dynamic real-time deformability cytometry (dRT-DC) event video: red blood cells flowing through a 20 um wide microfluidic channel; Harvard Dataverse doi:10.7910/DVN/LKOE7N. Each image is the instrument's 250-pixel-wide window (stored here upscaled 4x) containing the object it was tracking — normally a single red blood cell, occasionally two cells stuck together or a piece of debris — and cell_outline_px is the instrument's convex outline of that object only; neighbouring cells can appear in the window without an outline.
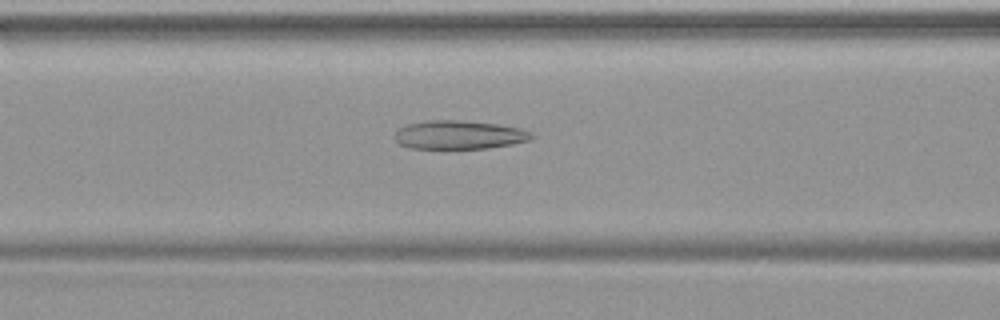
{"species": "common noctule bat (a hibernating species)", "species_latin": "Nyctalus noctula", "temperature_condition": "warm", "stored_images_in_passage": 49, "camera_frame_rate_fps": 3000, "um_per_image_px": 0.085, "animal": {"sex": "female", "body_mass_g": 19.9}, "frame": {"image": 1, "passage_image": 20, "time_ms": 6.333, "image_size_px": [1000, 320], "cell_outline_px": [[536, 136], [532, 140], [512, 144], [488, 148], [444, 152], [408, 148], [400, 144], [392, 136], [396, 128], [408, 124], [424, 120], [464, 120], [500, 124], [520, 128], [532, 132]], "centroid_in_image_um": [38.98, 11.51], "position_along_channel_um": 127.6, "area_um2": 24.45}}
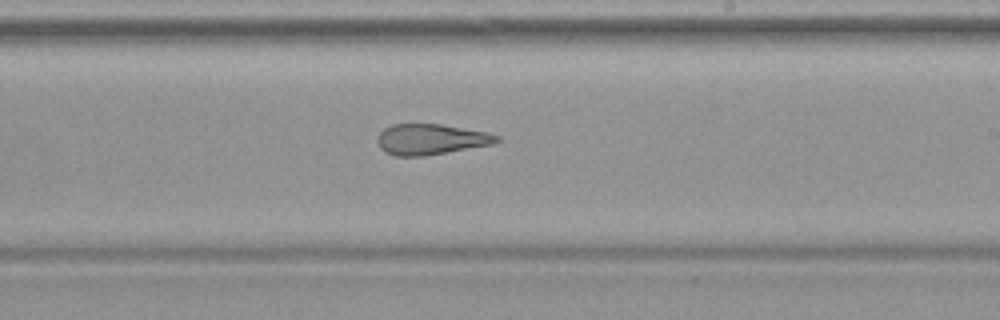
{"frame": {"image": 2, "passage_image": 29, "time_ms": 9.333, "image_size_px": [1000, 320], "cell_outline_px": [[504, 140], [492, 144], [424, 156], [396, 156], [384, 152], [380, 148], [376, 140], [376, 136], [384, 128], [392, 124], [440, 124], [488, 132], [500, 136]], "centroid_in_image_um": [36.61, 11.84], "position_along_channel_um": 252.4, "area_um2": 21.5}}
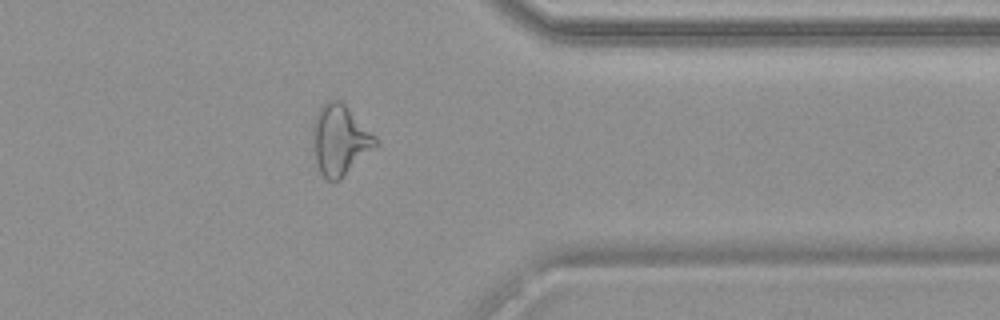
{"frame": {"image": 3, "passage_image": 39, "time_ms": 12.667, "image_size_px": [1000, 320], "cell_outline_px": [[380, 144], [376, 148], [340, 180], [332, 184], [320, 172], [316, 164], [312, 144], [312, 124], [316, 112], [328, 100], [340, 100], [380, 140]], "centroid_in_image_um": [28.9, 11.94], "position_along_channel_um": 382.5, "area_um2": 26.18}}